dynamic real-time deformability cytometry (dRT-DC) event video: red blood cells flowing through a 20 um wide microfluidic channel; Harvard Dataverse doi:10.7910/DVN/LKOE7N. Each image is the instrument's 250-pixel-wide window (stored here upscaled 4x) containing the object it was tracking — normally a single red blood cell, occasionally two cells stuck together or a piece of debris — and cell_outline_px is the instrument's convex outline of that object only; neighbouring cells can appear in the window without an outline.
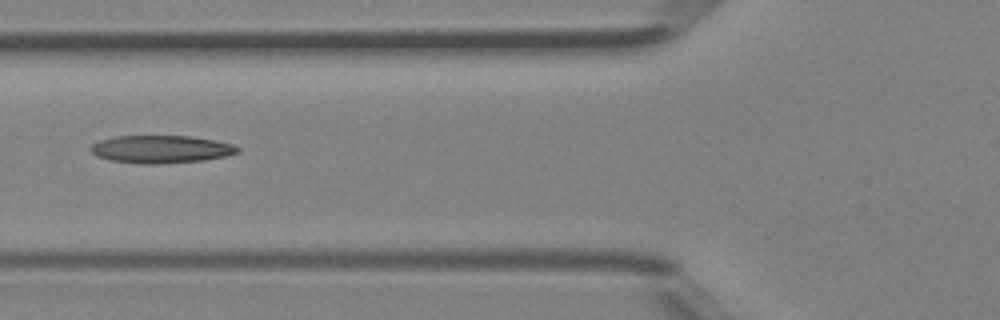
{"species": "Egyptian fruit bat (a non-hibernating species)", "species_latin": "Rousettus aegyptiacus", "temperature_condition": "room temperature", "stored_images_in_passage": 7, "camera_frame_rate_fps": 3000, "um_per_image_px": 0.085, "animal": {"sex": "female"}, "frame": {"image": 1, "passage_image": 6, "time_ms": 1.667, "image_size_px": [1000, 320], "cell_outline_px": [[240, 152], [224, 156], [204, 160], [160, 164], [140, 164], [108, 160], [96, 156], [88, 148], [92, 144], [100, 140], [116, 136], [192, 136], [216, 140], [232, 144], [240, 148]], "centroid_in_image_um": [13.67, 12.68], "position_along_channel_um": 112.1, "area_um2": 23.93}}
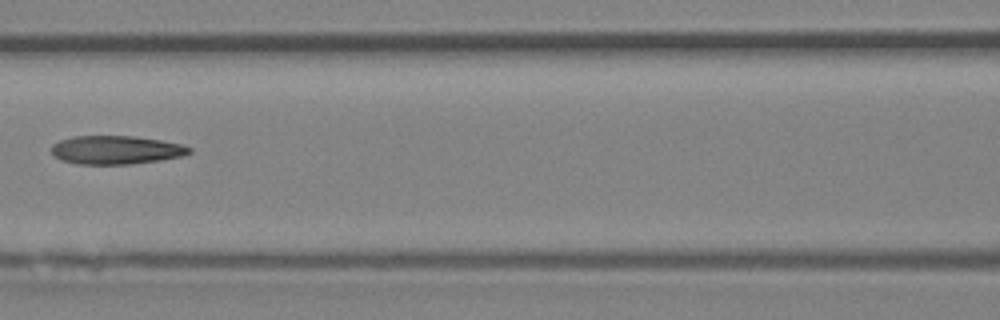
{"frame": {"image": 2, "passage_image": 7, "time_ms": 2.0, "image_size_px": [1000, 320], "cell_outline_px": [[192, 152], [184, 156], [160, 160], [128, 164], [76, 164], [60, 160], [52, 156], [48, 148], [52, 144], [60, 140], [72, 136], [136, 136], [184, 144], [192, 148]], "centroid_in_image_um": [9.83, 12.74], "position_along_channel_um": 156.8, "area_um2": 23.35}}